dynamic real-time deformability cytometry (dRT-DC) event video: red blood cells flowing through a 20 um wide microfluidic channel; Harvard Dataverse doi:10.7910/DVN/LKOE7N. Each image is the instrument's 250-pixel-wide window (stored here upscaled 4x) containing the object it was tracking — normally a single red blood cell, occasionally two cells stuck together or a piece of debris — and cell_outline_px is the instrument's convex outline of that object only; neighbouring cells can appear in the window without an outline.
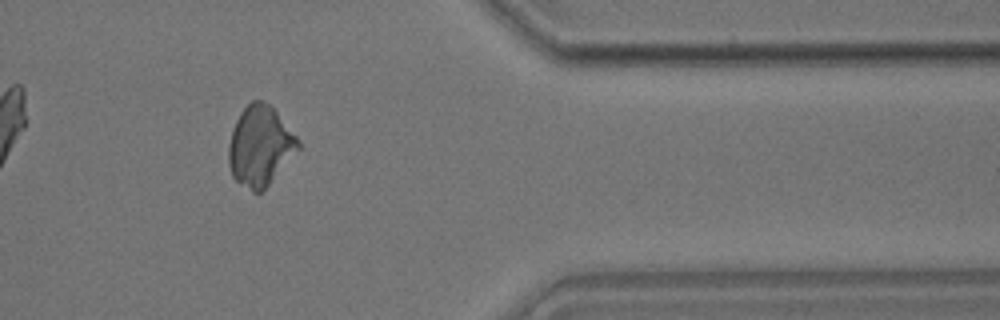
{"species": "common noctule bat (a hibernating species)", "species_latin": "Nyctalus noctula", "temperature_condition": "room temperature", "stored_images_in_passage": 12, "camera_frame_rate_fps": 3000, "um_per_image_px": 0.085, "animal": {"sex": "male", "body_mass_g": 17.9}, "frame": {"image": 1, "passage_image": 10, "time_ms": 11.333, "image_size_px": [1000, 320], "cell_outline_px": [[300, 148], [268, 184], [260, 192], [252, 192], [236, 180], [232, 176], [228, 164], [228, 148], [232, 128], [240, 112], [252, 100], [260, 100], [268, 104], [276, 112], [296, 136], [300, 144]], "centroid_in_image_um": [22.07, 12.4], "position_along_channel_um": 389.3, "area_um2": 31.91}}